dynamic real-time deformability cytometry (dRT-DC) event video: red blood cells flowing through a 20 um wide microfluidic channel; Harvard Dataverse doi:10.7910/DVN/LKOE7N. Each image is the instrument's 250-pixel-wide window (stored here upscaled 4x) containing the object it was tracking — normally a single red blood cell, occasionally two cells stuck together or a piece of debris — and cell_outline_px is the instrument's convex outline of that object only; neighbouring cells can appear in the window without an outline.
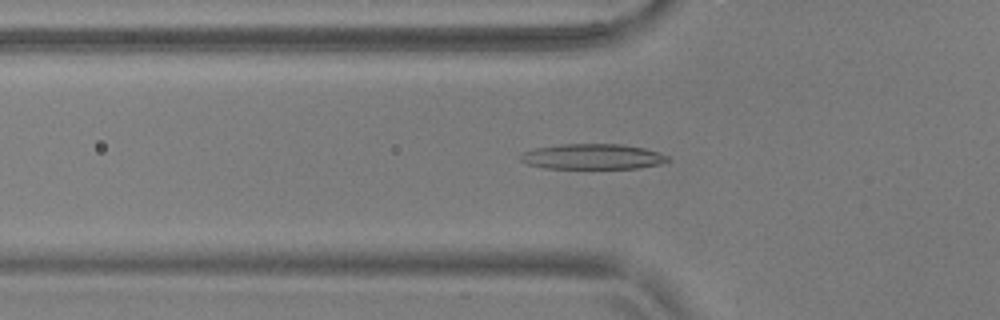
{"species": "common noctule bat (a hibernating species)", "species_latin": "Nyctalus noctula", "temperature_condition": "warm", "stored_images_in_passage": 54, "camera_frame_rate_fps": 3000, "um_per_image_px": 0.085, "animal": {"sex": "male", "body_mass_g": 17.9, "forearm_length_mm": 54.2}, "frame": {"image": 1, "passage_image": 19, "time_ms": 6.0, "image_size_px": [1000, 320], "cell_outline_px": [[668, 160], [660, 164], [640, 168], [544, 168], [528, 164], [520, 160], [520, 156], [524, 152], [536, 148], [560, 144], [620, 144], [644, 148], [668, 156]], "centroid_in_image_um": [50.35, 13.31], "position_along_channel_um": 75.4, "area_um2": 21.56}}
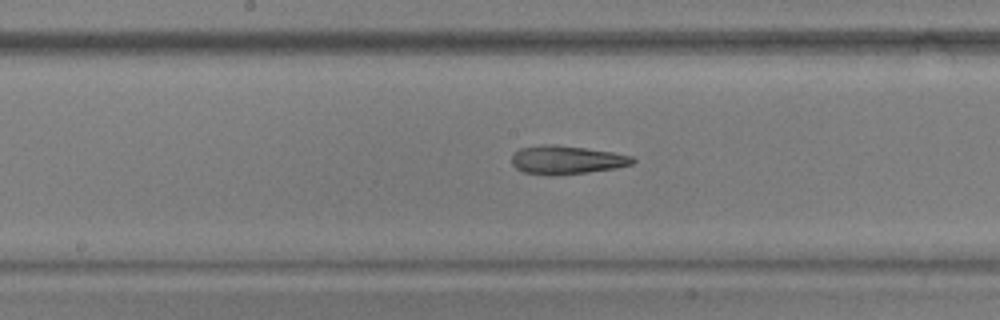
{"frame": {"image": 2, "passage_image": 29, "time_ms": 9.333, "image_size_px": [1000, 320], "cell_outline_px": [[636, 160], [632, 164], [616, 168], [588, 172], [556, 176], [544, 176], [524, 172], [516, 168], [512, 164], [512, 156], [520, 148], [544, 144], [552, 144], [584, 148], [612, 152], [632, 156]], "centroid_in_image_um": [48.14, 13.61], "position_along_channel_um": 200.1, "area_um2": 20.17}}
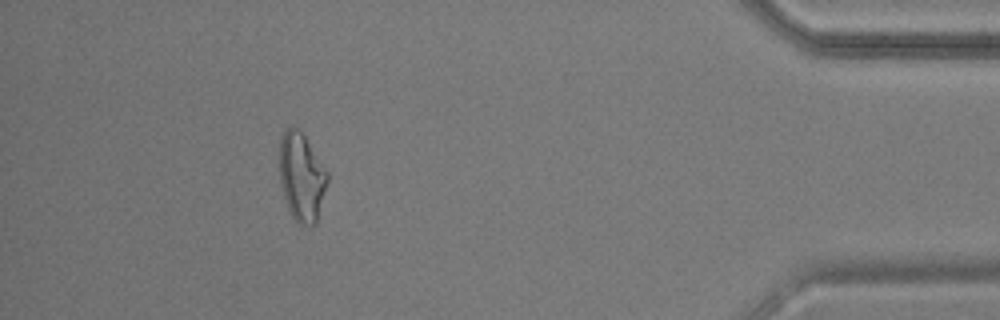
{"frame": {"image": 3, "passage_image": 50, "time_ms": 16.333, "image_size_px": [1000, 320], "cell_outline_px": [[328, 180], [316, 224], [312, 228], [296, 224], [292, 220], [288, 212], [280, 184], [280, 140], [284, 128], [288, 124], [292, 124], [300, 128], [328, 172]], "centroid_in_image_um": [25.62, 15.06], "position_along_channel_um": 409.6, "area_um2": 25.55}, "authors_computed_cell_mechanics": {"area_um2": 21.1837, "velocity_mm_per_s": 3.7003, "shape_relaxation_time_tau1_ms": 10.3323, "shape_relaxation_time_tau2_ms": 3.9721, "deformation_change_tau1": 0.2799, "deformation_change_tau2": 0.1204}}